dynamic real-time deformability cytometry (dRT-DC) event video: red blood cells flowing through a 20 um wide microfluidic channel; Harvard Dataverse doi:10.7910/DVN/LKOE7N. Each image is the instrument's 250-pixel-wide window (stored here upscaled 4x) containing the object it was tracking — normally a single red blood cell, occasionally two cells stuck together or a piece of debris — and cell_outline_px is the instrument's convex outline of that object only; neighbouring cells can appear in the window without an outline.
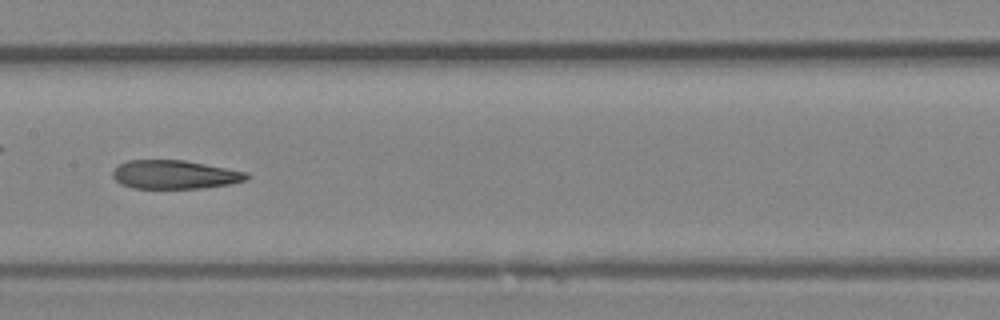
{"species": "Egyptian fruit bat (a non-hibernating species)", "species_latin": "Rousettus aegyptiacus", "temperature_condition": "room temperature", "stored_images_in_passage": 34, "camera_frame_rate_fps": 3000, "um_per_image_px": 0.085, "animal": {"sex": "female"}, "frame": {"image": 1, "passage_image": 15, "time_ms": 4.667, "image_size_px": [1000, 320], "cell_outline_px": [[248, 180], [232, 184], [200, 188], [132, 188], [120, 184], [112, 176], [112, 172], [120, 164], [128, 160], [184, 160], [248, 172]], "centroid_in_image_um": [14.86, 14.84], "position_along_channel_um": 192.5, "area_um2": 22.37}}
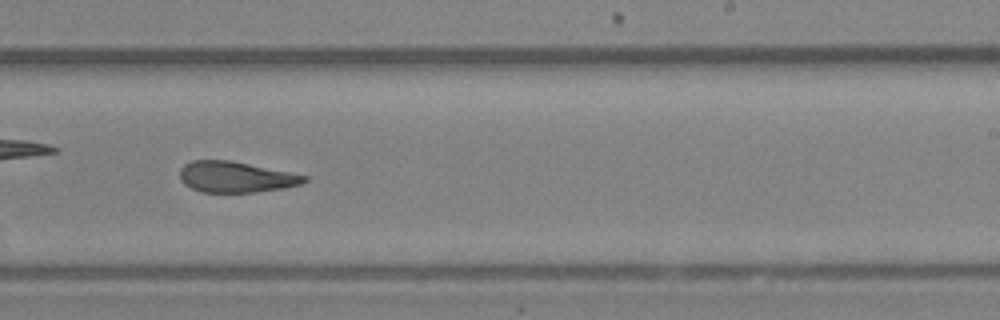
{"frame": {"image": 2, "passage_image": 20, "time_ms": 6.333, "image_size_px": [1000, 320], "cell_outline_px": [[308, 180], [300, 184], [284, 188], [256, 192], [200, 192], [184, 184], [180, 180], [180, 168], [184, 164], [192, 160], [228, 160], [308, 176]], "centroid_in_image_um": [20.0, 15.05], "position_along_channel_um": 269.0, "area_um2": 22.25}}
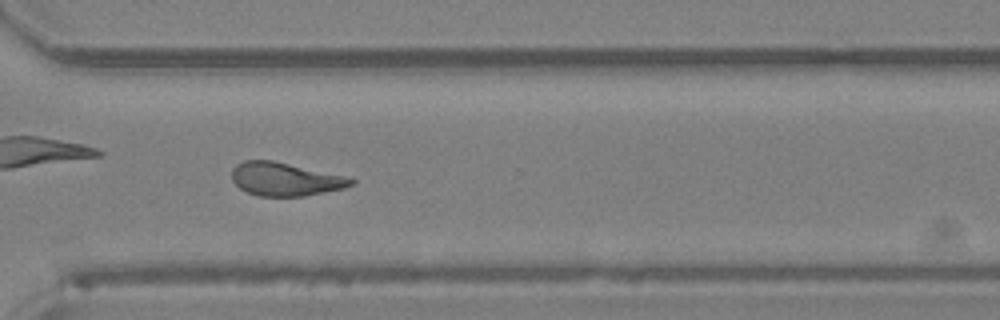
{"frame": {"image": 3, "passage_image": 25, "time_ms": 8.0, "image_size_px": [1000, 320], "cell_outline_px": [[356, 180], [352, 184], [344, 188], [304, 196], [260, 196], [248, 192], [240, 188], [232, 180], [232, 168], [236, 164], [244, 160], [272, 160], [352, 176]], "centroid_in_image_um": [24.29, 15.21], "position_along_channel_um": 346.3, "area_um2": 23.47}}